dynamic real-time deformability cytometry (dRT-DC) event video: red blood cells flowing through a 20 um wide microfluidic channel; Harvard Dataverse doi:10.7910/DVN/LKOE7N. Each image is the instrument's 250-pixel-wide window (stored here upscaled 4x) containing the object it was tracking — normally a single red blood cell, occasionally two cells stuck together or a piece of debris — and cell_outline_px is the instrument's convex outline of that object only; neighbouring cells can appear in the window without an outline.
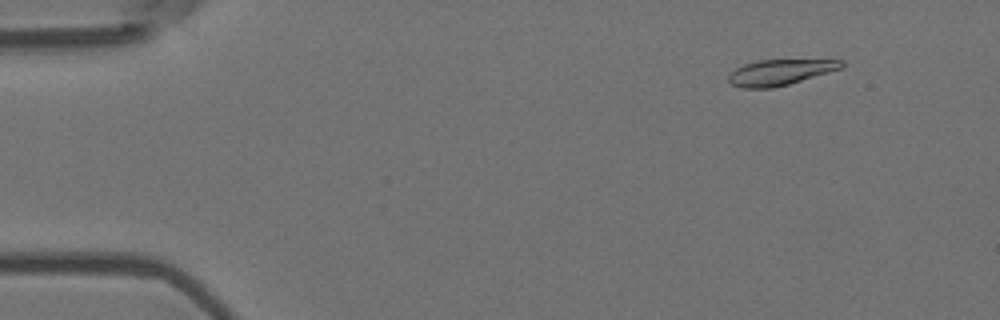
{"species": "Egyptian fruit bat (a non-hibernating species)", "species_latin": "Rousettus aegyptiacus", "temperature_condition": "room temperature", "stored_images_in_passage": 53, "camera_frame_rate_fps": 3000, "um_per_image_px": 0.085, "animal": {"sex": "female"}, "frame": {"image": 1, "passage_image": 3, "time_ms": 0.667, "image_size_px": [1000, 320], "cell_outline_px": [[844, 68], [788, 84], [772, 88], [744, 88], [732, 84], [728, 80], [728, 76], [736, 68], [744, 64], [760, 60], [844, 60]], "centroid_in_image_um": [66.33, 6.14], "position_along_channel_um": 18.7, "area_um2": 16.76}}
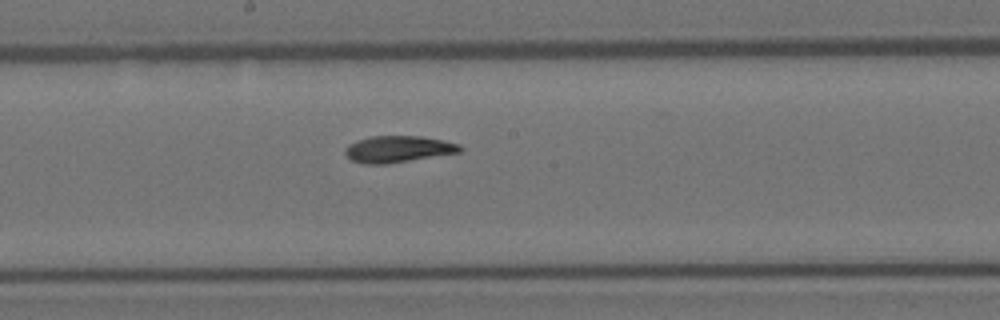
{"frame": {"image": 2, "passage_image": 27, "time_ms": 8.667, "image_size_px": [1000, 320], "cell_outline_px": [[464, 148], [460, 152], [384, 164], [364, 164], [352, 160], [344, 152], [344, 148], [348, 144], [356, 140], [368, 136], [420, 136], [444, 140], [460, 144]], "centroid_in_image_um": [33.82, 12.66], "position_along_channel_um": 214.4, "area_um2": 17.8}}
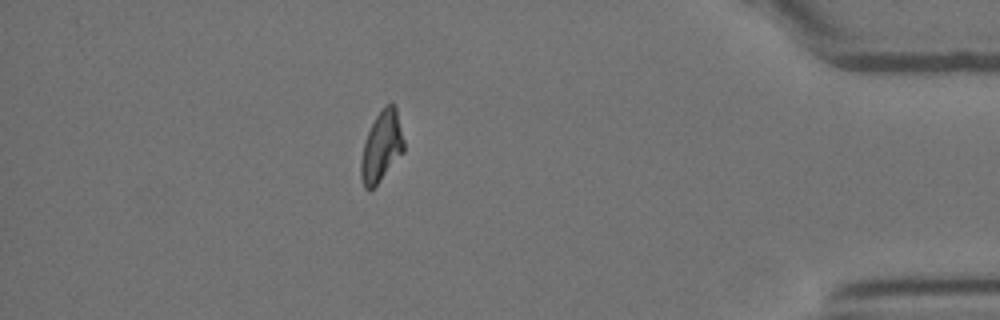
{"frame": {"image": 3, "passage_image": 46, "time_ms": 15.0, "image_size_px": [1000, 320], "cell_outline_px": [[404, 152], [376, 184], [372, 188], [364, 188], [360, 176], [360, 160], [364, 144], [368, 132], [376, 116], [384, 104], [392, 104], [396, 108], [404, 140]], "centroid_in_image_um": [32.43, 12.44], "position_along_channel_um": 402.8, "area_um2": 17.34}, "authors_computed_cell_mechanics": {"area_um2": 17.8024, "velocity_mm_per_s": 3.6532, "shape_relaxation_time_tau1_ms": 6.3144, "shape_relaxation_time_tau2_ms": 3.7549, "deformation_change_tau1": 0.2291, "deformation_change_tau2": 0.1111}}